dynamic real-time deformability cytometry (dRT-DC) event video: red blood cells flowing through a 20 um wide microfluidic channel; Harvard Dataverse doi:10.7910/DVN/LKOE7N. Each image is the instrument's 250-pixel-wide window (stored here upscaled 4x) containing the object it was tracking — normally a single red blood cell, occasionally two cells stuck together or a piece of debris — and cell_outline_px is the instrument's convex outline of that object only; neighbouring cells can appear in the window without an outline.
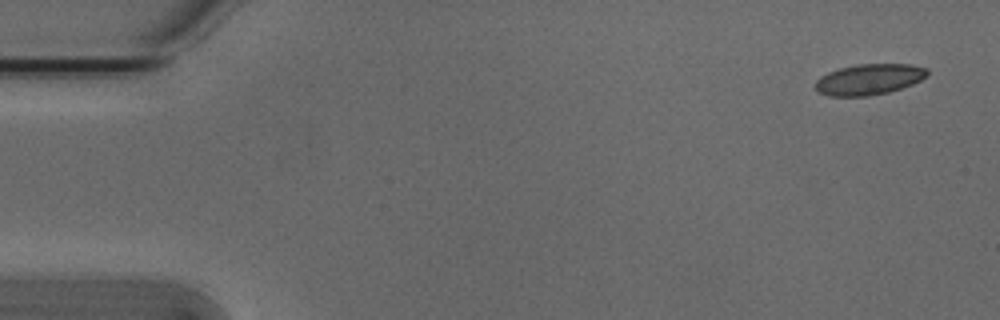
{"species": "Egyptian fruit bat (a non-hibernating species)", "species_latin": "Rousettus aegyptiacus", "temperature_condition": "cold", "stored_images_in_passage": 7, "camera_frame_rate_fps": 3000, "um_per_image_px": 0.085, "animal": {"sex": "male"}, "frame": {"image": 1, "passage_image": 1, "time_ms": 0.0, "image_size_px": [1000, 320], "cell_outline_px": [[928, 76], [912, 84], [888, 92], [868, 96], [828, 96], [820, 92], [816, 88], [816, 80], [820, 76], [828, 72], [840, 68], [856, 64], [908, 64], [928, 68]], "centroid_in_image_um": [73.88, 6.74], "position_along_channel_um": 11.1, "area_um2": 20.06}}